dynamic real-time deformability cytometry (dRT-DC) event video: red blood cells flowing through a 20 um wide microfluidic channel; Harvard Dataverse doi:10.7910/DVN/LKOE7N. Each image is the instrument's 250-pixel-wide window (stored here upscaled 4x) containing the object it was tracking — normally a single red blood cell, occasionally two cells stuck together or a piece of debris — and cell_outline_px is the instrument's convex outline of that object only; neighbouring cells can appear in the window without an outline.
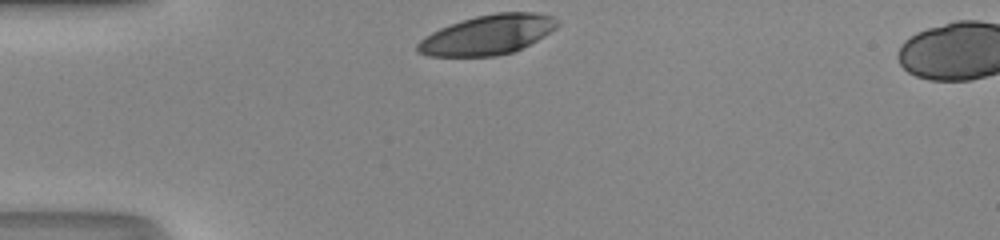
{"species": "human", "species_latin": "Homo sapiens", "temperature_condition": "room temperature", "stored_images_in_passage": 28, "camera_frame_rate_fps": 3000, "um_per_image_px": 0.085, "donor": {"sex": "male"}, "frame": {"image": 1, "passage_image": 1, "time_ms": 0.0, "image_size_px": [1000, 240], "cell_outline_px": [[556, 24], [548, 32], [528, 44], [512, 52], [492, 56], [432, 56], [420, 52], [416, 48], [420, 40], [452, 24], [464, 20], [480, 16], [500, 12], [528, 12], [548, 16]], "centroid_in_image_um": [41.4, 2.98], "position_along_channel_um": 43.6, "area_um2": 30.58}}
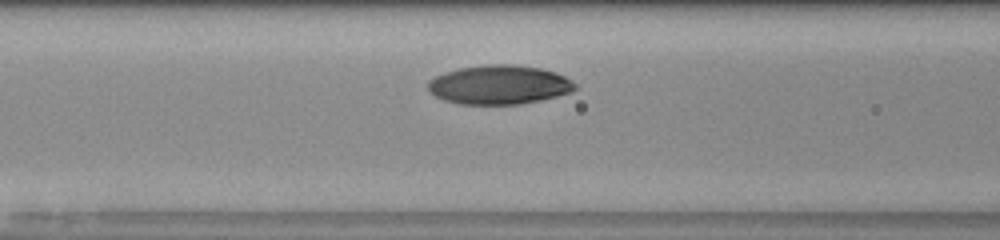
{"frame": {"image": 2, "passage_image": 9, "time_ms": 2.667, "image_size_px": [1000, 240], "cell_outline_px": [[576, 88], [568, 92], [536, 100], [516, 104], [464, 104], [448, 100], [436, 96], [428, 88], [428, 84], [436, 76], [448, 72], [464, 68], [536, 68], [552, 72], [564, 76], [576, 84]], "centroid_in_image_um": [42.42, 7.27], "position_along_channel_um": 124.2, "area_um2": 30.87}}
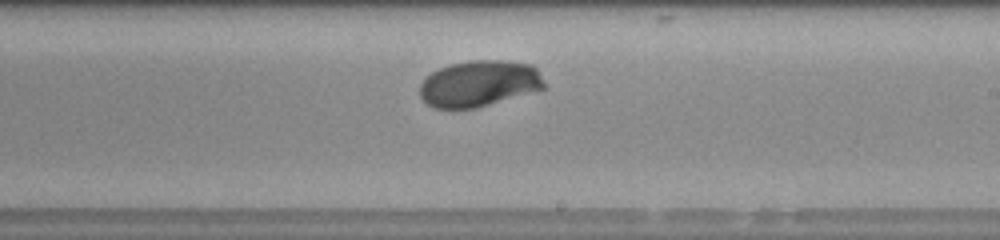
{"frame": {"image": 3, "passage_image": 18, "time_ms": 5.667, "image_size_px": [1000, 240], "cell_outline_px": [[544, 88], [472, 108], [436, 108], [428, 104], [420, 96], [420, 84], [432, 72], [440, 68], [452, 64], [484, 60], [528, 64], [536, 68], [544, 84]], "centroid_in_image_um": [40.67, 7.11], "position_along_channel_um": 248.3, "area_um2": 32.19}, "authors_computed_cell_mechanics": {"area_um2": 31.2987, "velocity_mm_per_s": 4.1517, "shape_relaxation_time_tau1_ms": 2.4607, "shape_relaxation_time_tau2_ms": null, "deformation_change_tau1": 0.132, "deformation_change_tau2": null}}